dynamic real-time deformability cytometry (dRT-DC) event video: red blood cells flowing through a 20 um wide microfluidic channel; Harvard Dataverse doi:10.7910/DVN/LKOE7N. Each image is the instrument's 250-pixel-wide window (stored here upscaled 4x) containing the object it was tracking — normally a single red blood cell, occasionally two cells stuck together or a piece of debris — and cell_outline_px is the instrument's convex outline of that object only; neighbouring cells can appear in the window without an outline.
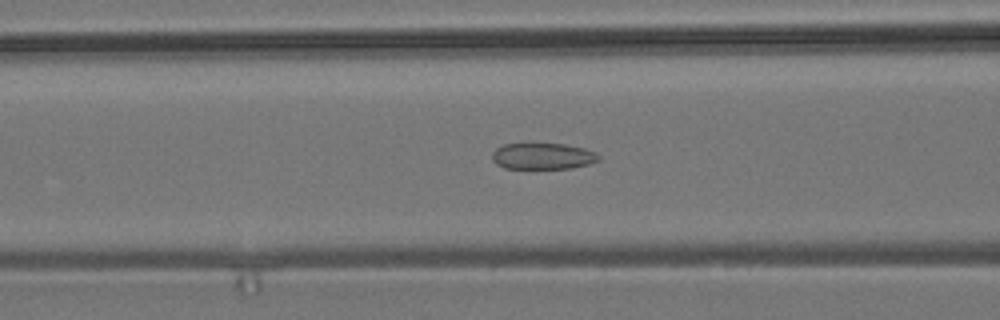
{"species": "common noctule bat (a hibernating species)", "species_latin": "Nyctalus noctula", "temperature_condition": "room temperature", "stored_images_in_passage": 39, "camera_frame_rate_fps": 3000, "um_per_image_px": 0.085, "animal": {"sex": "male", "body_mass_g": 19.2, "forearm_length_mm": 51.8}, "frame": {"image": 1, "passage_image": 12, "time_ms": 3.667, "image_size_px": [1000, 320], "cell_outline_px": [[600, 160], [588, 164], [572, 168], [504, 168], [496, 164], [492, 160], [492, 152], [496, 148], [504, 144], [524, 140], [532, 140], [564, 144], [584, 148], [596, 152], [600, 156]], "centroid_in_image_um": [46.08, 13.21], "position_along_channel_um": 120.5, "area_um2": 17.28}}
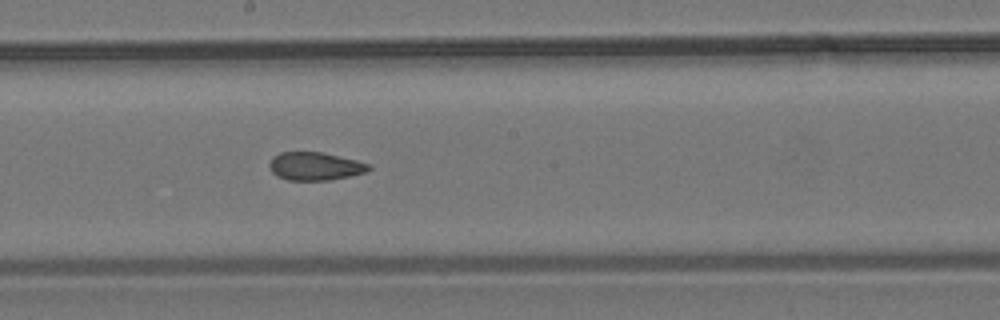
{"frame": {"image": 2, "passage_image": 20, "time_ms": 6.333, "image_size_px": [1000, 320], "cell_outline_px": [[372, 168], [364, 172], [348, 176], [328, 180], [288, 180], [276, 176], [272, 172], [268, 164], [272, 156], [280, 152], [324, 152], [372, 164]], "centroid_in_image_um": [26.76, 14.12], "position_along_channel_um": 221.4, "area_um2": 16.36}}
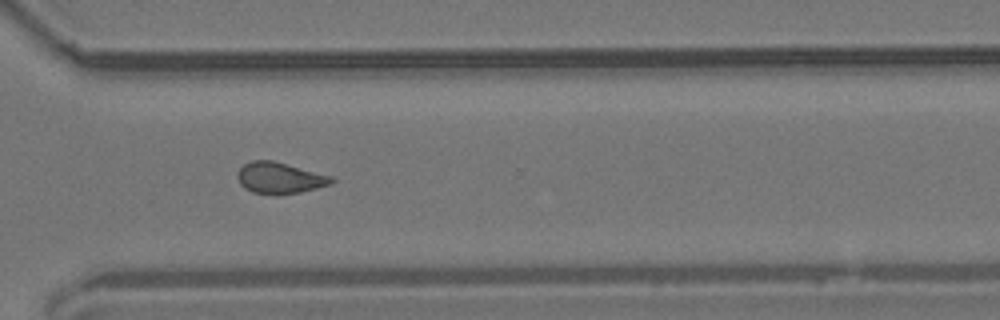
{"frame": {"image": 3, "passage_image": 30, "time_ms": 9.667, "image_size_px": [1000, 320], "cell_outline_px": [[336, 180], [332, 184], [300, 192], [276, 196], [272, 196], [252, 192], [244, 188], [240, 184], [236, 176], [236, 172], [244, 164], [252, 160], [272, 160], [332, 176]], "centroid_in_image_um": [23.75, 15.15], "position_along_channel_um": 346.8, "area_um2": 17.46}, "authors_computed_cell_mechanics": {"area_um2": 16.8776, "velocity_mm_per_s": 3.775, "shape_relaxation_time_tau1_ms": null, "shape_relaxation_time_tau2_ms": 2.4376, "deformation_change_tau1": null, "deformation_change_tau2": 0.0899}}